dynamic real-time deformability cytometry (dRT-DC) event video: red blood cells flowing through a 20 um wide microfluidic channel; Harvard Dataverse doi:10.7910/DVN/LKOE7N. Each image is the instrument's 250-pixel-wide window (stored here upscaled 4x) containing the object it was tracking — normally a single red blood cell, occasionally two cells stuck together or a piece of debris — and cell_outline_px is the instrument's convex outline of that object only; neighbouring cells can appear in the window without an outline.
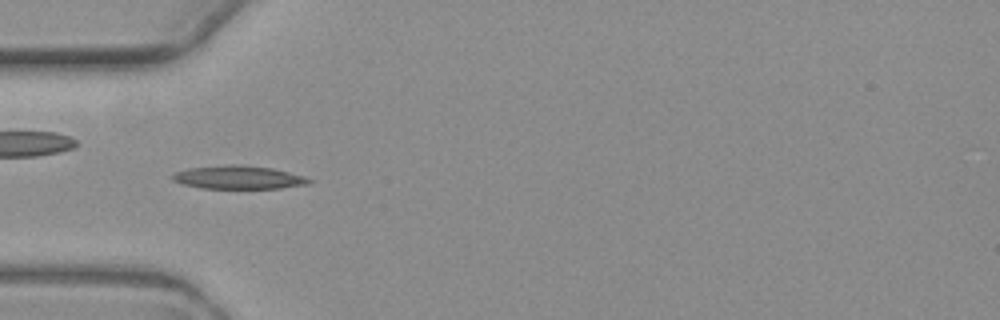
{"species": "common noctule bat (a hibernating species)", "species_latin": "Nyctalus noctula", "temperature_condition": "warm", "stored_images_in_passage": 8, "camera_frame_rate_fps": 3000, "um_per_image_px": 0.085, "animal": {"sex": "female", "body_mass_g": 19.3, "forearm_length_mm": 54.1}, "frame": {"image": 1, "passage_image": 4, "time_ms": 3.667, "image_size_px": [1000, 320], "cell_outline_px": [[312, 180], [308, 184], [280, 188], [200, 188], [180, 184], [172, 180], [172, 176], [176, 172], [188, 168], [228, 164], [236, 164], [272, 168], [304, 176]], "centroid_in_image_um": [20.23, 15.07], "position_along_channel_um": 64.8, "area_um2": 18.5}}
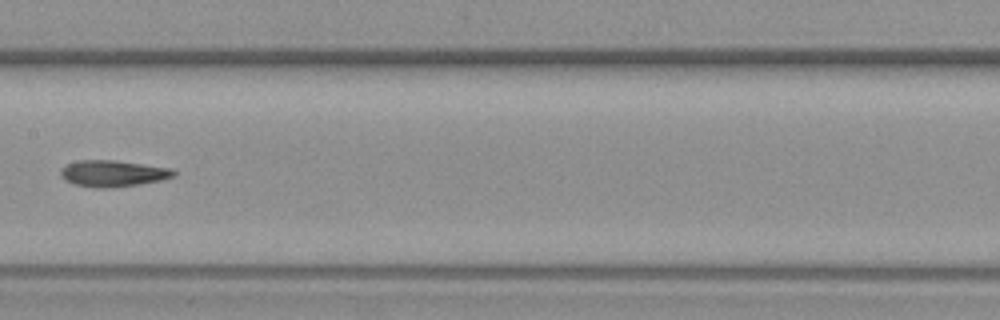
{"frame": {"image": 2, "passage_image": 7, "time_ms": 7.333, "image_size_px": [1000, 320], "cell_outline_px": [[176, 176], [160, 180], [140, 184], [112, 188], [96, 188], [76, 184], [64, 180], [60, 176], [60, 172], [68, 164], [76, 160], [112, 160], [172, 168], [176, 172]], "centroid_in_image_um": [9.61, 14.75], "position_along_channel_um": 197.8, "area_um2": 17.34}}
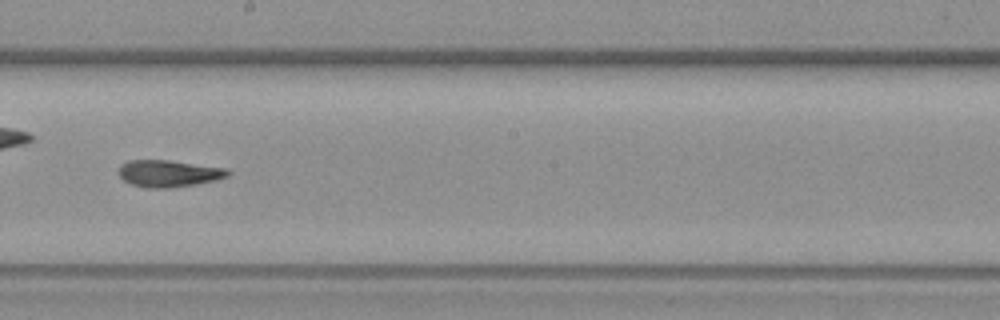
{"frame": {"image": 3, "passage_image": 8, "time_ms": 8.333, "image_size_px": [1000, 320], "cell_outline_px": [[232, 172], [228, 176], [216, 180], [196, 184], [172, 188], [148, 188], [132, 184], [124, 180], [120, 176], [120, 164], [128, 160], [168, 160], [228, 168]], "centroid_in_image_um": [14.38, 14.74], "position_along_channel_um": 233.8, "area_um2": 17.17}}